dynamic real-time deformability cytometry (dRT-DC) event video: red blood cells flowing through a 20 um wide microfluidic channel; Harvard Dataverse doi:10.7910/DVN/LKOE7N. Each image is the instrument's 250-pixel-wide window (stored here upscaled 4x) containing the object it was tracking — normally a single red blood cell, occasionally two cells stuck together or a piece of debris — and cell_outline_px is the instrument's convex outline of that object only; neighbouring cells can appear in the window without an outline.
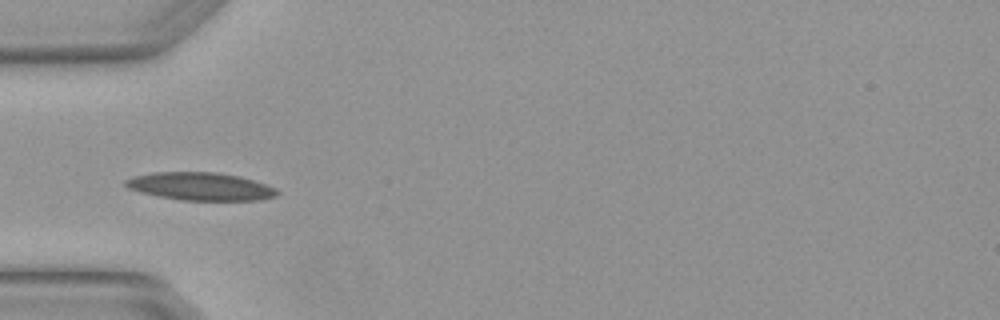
{"species": "Egyptian fruit bat (a non-hibernating species)", "species_latin": "Rousettus aegyptiacus", "temperature_condition": "warm", "stored_images_in_passage": 1, "camera_frame_rate_fps": 3000, "um_per_image_px": 0.085, "animal": {"sex": "female"}, "frame": {"image": 1, "passage_image": 1, "time_ms": 0.0, "image_size_px": [1000, 320], "cell_outline_px": [[280, 192], [276, 196], [260, 200], [180, 200], [140, 192], [128, 188], [124, 184], [124, 180], [136, 176], [152, 172], [216, 172], [240, 176], [276, 188]], "centroid_in_image_um": [17.05, 15.84], "position_along_channel_um": 68.0, "area_um2": 24.51}}